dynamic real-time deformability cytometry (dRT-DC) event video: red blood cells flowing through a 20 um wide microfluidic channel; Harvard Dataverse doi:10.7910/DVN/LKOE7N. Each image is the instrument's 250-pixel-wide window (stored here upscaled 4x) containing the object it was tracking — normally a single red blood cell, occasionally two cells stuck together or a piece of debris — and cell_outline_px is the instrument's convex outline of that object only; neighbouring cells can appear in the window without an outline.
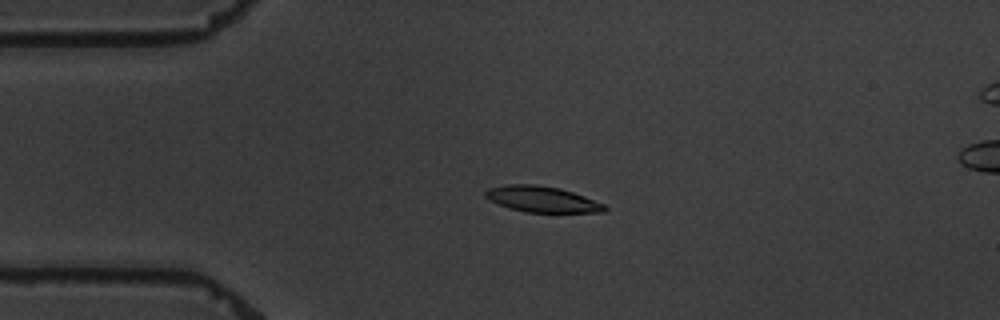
{"species": "common noctule bat (a hibernating species)", "species_latin": "Nyctalus noctula", "temperature_condition": "warm", "stored_images_in_passage": 4, "camera_frame_rate_fps": 3000, "um_per_image_px": 0.085, "animal": {"sex": "male", "body_mass_g": 19.5, "forearm_length_mm": 54.6}, "frame": {"image": 1, "passage_image": 2, "time_ms": 1.0, "image_size_px": [1000, 320], "cell_outline_px": [[608, 208], [604, 212], [524, 212], [508, 208], [488, 200], [484, 196], [484, 192], [488, 188], [508, 184], [536, 184], [560, 188], [584, 196], [604, 204]], "centroid_in_image_um": [46.03, 16.93], "position_along_channel_um": 39.0, "area_um2": 18.09}}
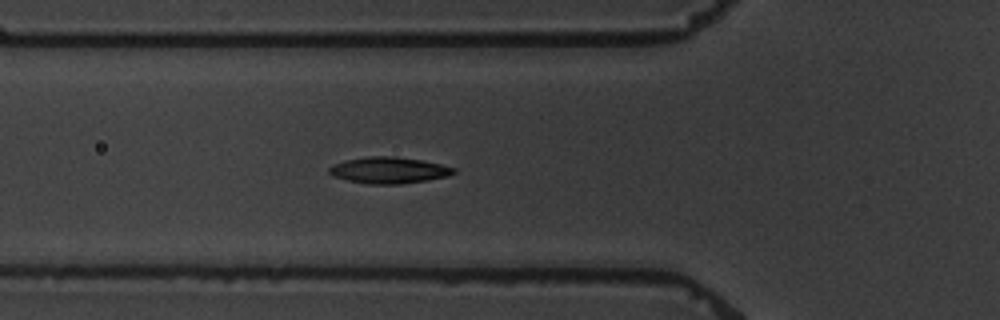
{"frame": {"image": 2, "passage_image": 4, "time_ms": 3.333, "image_size_px": [1000, 320], "cell_outline_px": [[456, 172], [448, 176], [428, 180], [400, 184], [368, 184], [348, 180], [332, 176], [328, 172], [328, 168], [332, 164], [348, 160], [368, 156], [396, 156], [424, 160], [456, 168]], "centroid_in_image_um": [33.06, 14.46], "position_along_channel_um": 92.7, "area_um2": 19.25}}